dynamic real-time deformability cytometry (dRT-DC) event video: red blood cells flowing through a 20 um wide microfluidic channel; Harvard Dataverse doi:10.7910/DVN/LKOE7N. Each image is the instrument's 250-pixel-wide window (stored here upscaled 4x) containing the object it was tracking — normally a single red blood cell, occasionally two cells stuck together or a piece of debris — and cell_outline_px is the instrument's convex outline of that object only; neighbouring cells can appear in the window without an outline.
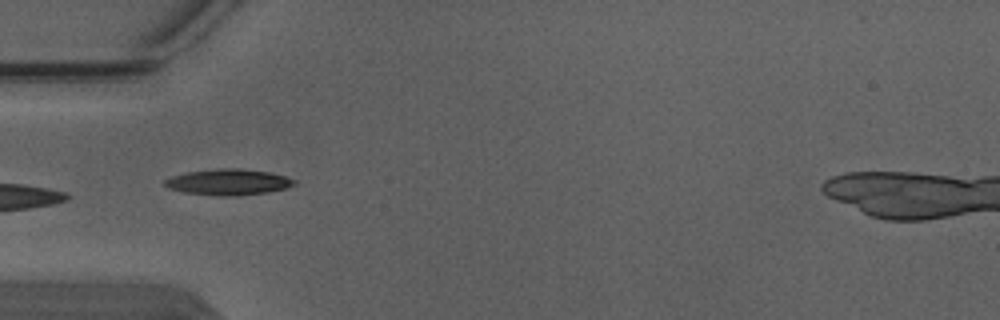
{"species": "Egyptian fruit bat (a non-hibernating species)", "species_latin": "Rousettus aegyptiacus", "temperature_condition": "warm", "stored_images_in_passage": 4, "camera_frame_rate_fps": 3000, "um_per_image_px": 0.085, "animal": {"sex": "male"}, "frame": {"image": 1, "passage_image": 3, "time_ms": 0.667, "image_size_px": [1000, 320], "cell_outline_px": [[296, 184], [288, 188], [268, 192], [240, 196], [220, 196], [184, 192], [168, 188], [164, 184], [164, 180], [172, 176], [188, 172], [220, 168], [240, 168], [268, 172], [288, 176], [296, 180]], "centroid_in_image_um": [19.46, 15.48], "position_along_channel_um": 65.5, "area_um2": 19.77}}
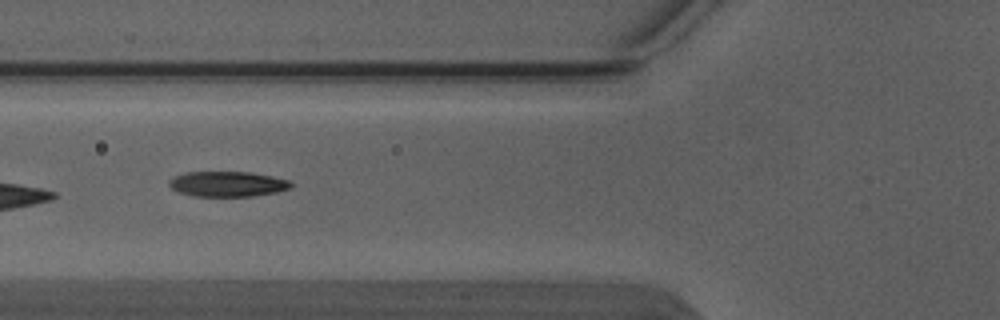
{"frame": {"image": 2, "passage_image": 4, "time_ms": 1.0, "image_size_px": [1000, 320], "cell_outline_px": [[292, 188], [276, 192], [252, 196], [196, 196], [180, 192], [172, 188], [168, 184], [168, 180], [176, 176], [188, 172], [252, 172], [272, 176], [288, 180], [292, 184]], "centroid_in_image_um": [19.37, 15.63], "position_along_channel_um": 106.4, "area_um2": 17.8}}